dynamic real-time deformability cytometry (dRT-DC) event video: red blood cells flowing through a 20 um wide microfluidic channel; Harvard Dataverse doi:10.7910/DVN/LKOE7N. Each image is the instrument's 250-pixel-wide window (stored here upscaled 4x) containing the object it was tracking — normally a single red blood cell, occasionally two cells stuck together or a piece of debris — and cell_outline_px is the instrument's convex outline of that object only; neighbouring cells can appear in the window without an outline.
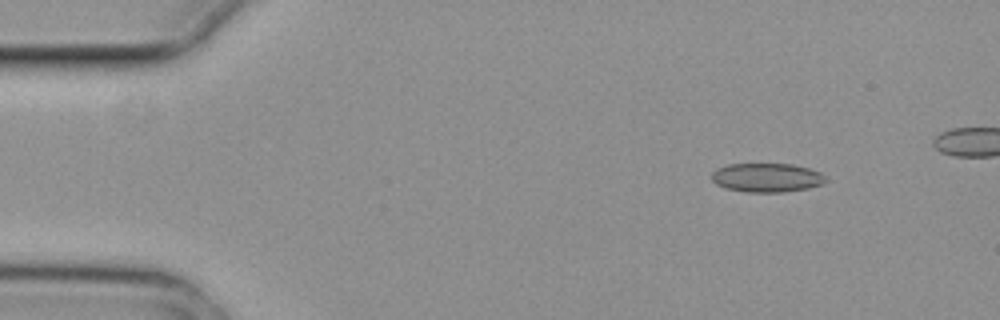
{"species": "common noctule bat (a hibernating species)", "species_latin": "Nyctalus noctula", "temperature_condition": "cold", "stored_images_in_passage": 7, "camera_frame_rate_fps": 3000, "um_per_image_px": 0.085, "animal": {"sex": "female", "body_mass_g": 29.2, "forearm_length_mm": 56.3}, "frame": {"image": 1, "passage_image": 2, "time_ms": 0.333, "image_size_px": [1000, 320], "cell_outline_px": [[828, 180], [824, 184], [808, 188], [784, 192], [744, 192], [724, 188], [716, 184], [712, 180], [712, 172], [716, 168], [728, 164], [792, 164], [808, 168], [820, 172]], "centroid_in_image_um": [65.17, 15.1], "position_along_channel_um": 19.8, "area_um2": 19.42}}
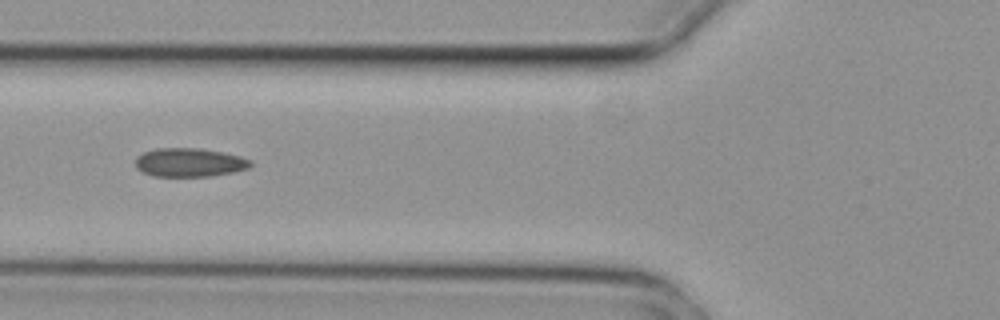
{"frame": {"image": 2, "passage_image": 6, "time_ms": 1.667, "image_size_px": [1000, 320], "cell_outline_px": [[252, 164], [248, 168], [232, 172], [212, 176], [152, 176], [136, 168], [136, 156], [144, 152], [156, 148], [200, 148], [224, 152], [240, 156], [252, 160]], "centroid_in_image_um": [16.11, 13.8], "position_along_channel_um": 109.7, "area_um2": 19.31}}
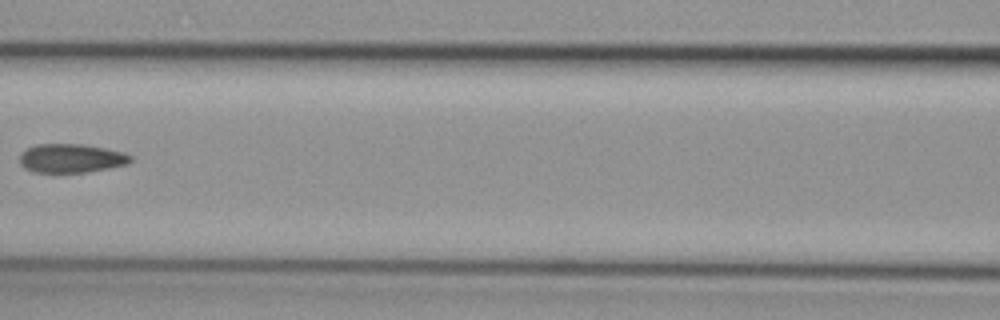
{"frame": {"image": 3, "passage_image": 7, "time_ms": 2.0, "image_size_px": [1000, 320], "cell_outline_px": [[132, 160], [128, 164], [88, 172], [32, 172], [24, 168], [20, 164], [20, 152], [36, 144], [84, 144], [124, 152], [132, 156]], "centroid_in_image_um": [6.04, 13.45], "position_along_channel_um": 160.6, "area_um2": 18.73}}